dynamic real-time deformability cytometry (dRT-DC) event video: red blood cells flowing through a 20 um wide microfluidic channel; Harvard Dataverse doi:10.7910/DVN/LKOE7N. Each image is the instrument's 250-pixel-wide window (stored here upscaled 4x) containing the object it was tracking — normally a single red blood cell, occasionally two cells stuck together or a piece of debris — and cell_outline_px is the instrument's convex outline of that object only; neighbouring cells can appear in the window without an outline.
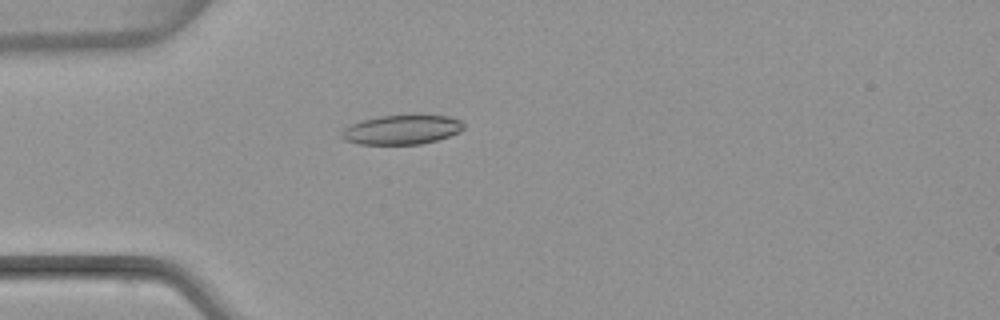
{"species": "common noctule bat (a hibernating species)", "species_latin": "Nyctalus noctula", "temperature_condition": "warm", "stored_images_in_passage": 3, "camera_frame_rate_fps": 3000, "um_per_image_px": 0.085, "animal": {"sex": "female", "body_mass_g": 22.7, "forearm_length_mm": 54.2}, "frame": {"image": 1, "passage_image": 3, "time_ms": 2.333, "image_size_px": [1000, 320], "cell_outline_px": [[464, 128], [460, 132], [436, 140], [420, 144], [360, 144], [344, 140], [340, 136], [340, 132], [344, 128], [352, 124], [364, 120], [380, 116], [448, 116], [460, 120], [464, 124]], "centroid_in_image_um": [34.14, 11.04], "position_along_channel_um": 50.9, "area_um2": 20.58}}